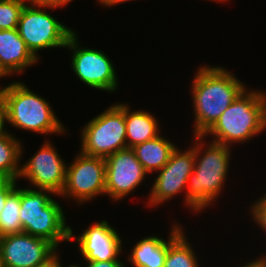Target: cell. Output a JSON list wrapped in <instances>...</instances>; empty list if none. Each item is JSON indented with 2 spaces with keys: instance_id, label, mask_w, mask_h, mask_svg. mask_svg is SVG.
Instances as JSON below:
<instances>
[{
  "instance_id": "cell-30",
  "label": "cell",
  "mask_w": 266,
  "mask_h": 267,
  "mask_svg": "<svg viewBox=\"0 0 266 267\" xmlns=\"http://www.w3.org/2000/svg\"><path fill=\"white\" fill-rule=\"evenodd\" d=\"M127 1H130V0H98V2L102 3L104 6H114V5H117L119 3H124V2H127Z\"/></svg>"
},
{
  "instance_id": "cell-11",
  "label": "cell",
  "mask_w": 266,
  "mask_h": 267,
  "mask_svg": "<svg viewBox=\"0 0 266 267\" xmlns=\"http://www.w3.org/2000/svg\"><path fill=\"white\" fill-rule=\"evenodd\" d=\"M67 165L49 141L20 168L18 178L25 177L41 190L61 194L66 182Z\"/></svg>"
},
{
  "instance_id": "cell-13",
  "label": "cell",
  "mask_w": 266,
  "mask_h": 267,
  "mask_svg": "<svg viewBox=\"0 0 266 267\" xmlns=\"http://www.w3.org/2000/svg\"><path fill=\"white\" fill-rule=\"evenodd\" d=\"M46 239L28 233L4 235L0 243V259L4 267H35L57 250Z\"/></svg>"
},
{
  "instance_id": "cell-34",
  "label": "cell",
  "mask_w": 266,
  "mask_h": 267,
  "mask_svg": "<svg viewBox=\"0 0 266 267\" xmlns=\"http://www.w3.org/2000/svg\"><path fill=\"white\" fill-rule=\"evenodd\" d=\"M0 267H4L1 259H0Z\"/></svg>"
},
{
  "instance_id": "cell-6",
  "label": "cell",
  "mask_w": 266,
  "mask_h": 267,
  "mask_svg": "<svg viewBox=\"0 0 266 267\" xmlns=\"http://www.w3.org/2000/svg\"><path fill=\"white\" fill-rule=\"evenodd\" d=\"M82 128L81 153L106 158L127 148L124 104H115Z\"/></svg>"
},
{
  "instance_id": "cell-31",
  "label": "cell",
  "mask_w": 266,
  "mask_h": 267,
  "mask_svg": "<svg viewBox=\"0 0 266 267\" xmlns=\"http://www.w3.org/2000/svg\"><path fill=\"white\" fill-rule=\"evenodd\" d=\"M61 267H62V266H61ZM69 267H81V266H78V264H77V265H74V264L72 265V264H71V266L69 265Z\"/></svg>"
},
{
  "instance_id": "cell-7",
  "label": "cell",
  "mask_w": 266,
  "mask_h": 267,
  "mask_svg": "<svg viewBox=\"0 0 266 267\" xmlns=\"http://www.w3.org/2000/svg\"><path fill=\"white\" fill-rule=\"evenodd\" d=\"M29 4H25L21 12L17 31L31 53L38 58L37 52L41 49L66 47L74 30L45 12L44 8L49 6Z\"/></svg>"
},
{
  "instance_id": "cell-24",
  "label": "cell",
  "mask_w": 266,
  "mask_h": 267,
  "mask_svg": "<svg viewBox=\"0 0 266 267\" xmlns=\"http://www.w3.org/2000/svg\"><path fill=\"white\" fill-rule=\"evenodd\" d=\"M16 181L10 178H0V213L4 209L7 196L16 188Z\"/></svg>"
},
{
  "instance_id": "cell-21",
  "label": "cell",
  "mask_w": 266,
  "mask_h": 267,
  "mask_svg": "<svg viewBox=\"0 0 266 267\" xmlns=\"http://www.w3.org/2000/svg\"><path fill=\"white\" fill-rule=\"evenodd\" d=\"M20 188H16L7 196L4 209L0 213V232L2 235L21 233L20 223Z\"/></svg>"
},
{
  "instance_id": "cell-19",
  "label": "cell",
  "mask_w": 266,
  "mask_h": 267,
  "mask_svg": "<svg viewBox=\"0 0 266 267\" xmlns=\"http://www.w3.org/2000/svg\"><path fill=\"white\" fill-rule=\"evenodd\" d=\"M9 133L0 138V178L17 180L20 174L19 159L22 155V145Z\"/></svg>"
},
{
  "instance_id": "cell-32",
  "label": "cell",
  "mask_w": 266,
  "mask_h": 267,
  "mask_svg": "<svg viewBox=\"0 0 266 267\" xmlns=\"http://www.w3.org/2000/svg\"><path fill=\"white\" fill-rule=\"evenodd\" d=\"M2 237H3V235H2V233L0 232V243H1V241H2Z\"/></svg>"
},
{
  "instance_id": "cell-22",
  "label": "cell",
  "mask_w": 266,
  "mask_h": 267,
  "mask_svg": "<svg viewBox=\"0 0 266 267\" xmlns=\"http://www.w3.org/2000/svg\"><path fill=\"white\" fill-rule=\"evenodd\" d=\"M26 1L28 0H0V30L17 28Z\"/></svg>"
},
{
  "instance_id": "cell-25",
  "label": "cell",
  "mask_w": 266,
  "mask_h": 267,
  "mask_svg": "<svg viewBox=\"0 0 266 267\" xmlns=\"http://www.w3.org/2000/svg\"><path fill=\"white\" fill-rule=\"evenodd\" d=\"M71 1L72 0H28V2L32 4L49 6L51 9L62 7Z\"/></svg>"
},
{
  "instance_id": "cell-16",
  "label": "cell",
  "mask_w": 266,
  "mask_h": 267,
  "mask_svg": "<svg viewBox=\"0 0 266 267\" xmlns=\"http://www.w3.org/2000/svg\"><path fill=\"white\" fill-rule=\"evenodd\" d=\"M180 225H172L168 242L156 236L138 241L128 257L134 267H164L168 246L183 232Z\"/></svg>"
},
{
  "instance_id": "cell-33",
  "label": "cell",
  "mask_w": 266,
  "mask_h": 267,
  "mask_svg": "<svg viewBox=\"0 0 266 267\" xmlns=\"http://www.w3.org/2000/svg\"><path fill=\"white\" fill-rule=\"evenodd\" d=\"M212 1H219V2H224V1H227V0H212Z\"/></svg>"
},
{
  "instance_id": "cell-18",
  "label": "cell",
  "mask_w": 266,
  "mask_h": 267,
  "mask_svg": "<svg viewBox=\"0 0 266 267\" xmlns=\"http://www.w3.org/2000/svg\"><path fill=\"white\" fill-rule=\"evenodd\" d=\"M176 146L161 135L132 147L137 160L147 173L159 171L168 162Z\"/></svg>"
},
{
  "instance_id": "cell-28",
  "label": "cell",
  "mask_w": 266,
  "mask_h": 267,
  "mask_svg": "<svg viewBox=\"0 0 266 267\" xmlns=\"http://www.w3.org/2000/svg\"><path fill=\"white\" fill-rule=\"evenodd\" d=\"M58 253L55 252L51 257H49L46 261L38 264L35 267H61V261L59 259Z\"/></svg>"
},
{
  "instance_id": "cell-3",
  "label": "cell",
  "mask_w": 266,
  "mask_h": 267,
  "mask_svg": "<svg viewBox=\"0 0 266 267\" xmlns=\"http://www.w3.org/2000/svg\"><path fill=\"white\" fill-rule=\"evenodd\" d=\"M266 129V94L245 89L203 135L214 137L213 142L230 146L246 142Z\"/></svg>"
},
{
  "instance_id": "cell-27",
  "label": "cell",
  "mask_w": 266,
  "mask_h": 267,
  "mask_svg": "<svg viewBox=\"0 0 266 267\" xmlns=\"http://www.w3.org/2000/svg\"><path fill=\"white\" fill-rule=\"evenodd\" d=\"M6 121H8L6 108L4 107L3 103L0 101V138L5 137L9 134L6 131V129L4 130V127H5L4 122Z\"/></svg>"
},
{
  "instance_id": "cell-9",
  "label": "cell",
  "mask_w": 266,
  "mask_h": 267,
  "mask_svg": "<svg viewBox=\"0 0 266 267\" xmlns=\"http://www.w3.org/2000/svg\"><path fill=\"white\" fill-rule=\"evenodd\" d=\"M75 32L69 37L66 48L72 50V69L86 85L107 92L118 87L117 75L108 56L95 49L81 48Z\"/></svg>"
},
{
  "instance_id": "cell-14",
  "label": "cell",
  "mask_w": 266,
  "mask_h": 267,
  "mask_svg": "<svg viewBox=\"0 0 266 267\" xmlns=\"http://www.w3.org/2000/svg\"><path fill=\"white\" fill-rule=\"evenodd\" d=\"M76 240L86 262L117 260L122 252V240L106 220L87 227Z\"/></svg>"
},
{
  "instance_id": "cell-17",
  "label": "cell",
  "mask_w": 266,
  "mask_h": 267,
  "mask_svg": "<svg viewBox=\"0 0 266 267\" xmlns=\"http://www.w3.org/2000/svg\"><path fill=\"white\" fill-rule=\"evenodd\" d=\"M124 115L128 148L159 136L158 122L150 112L145 110L131 112L129 106L124 104Z\"/></svg>"
},
{
  "instance_id": "cell-1",
  "label": "cell",
  "mask_w": 266,
  "mask_h": 267,
  "mask_svg": "<svg viewBox=\"0 0 266 267\" xmlns=\"http://www.w3.org/2000/svg\"><path fill=\"white\" fill-rule=\"evenodd\" d=\"M191 87L195 113L194 136H203L246 89L233 73L219 66L201 67Z\"/></svg>"
},
{
  "instance_id": "cell-26",
  "label": "cell",
  "mask_w": 266,
  "mask_h": 267,
  "mask_svg": "<svg viewBox=\"0 0 266 267\" xmlns=\"http://www.w3.org/2000/svg\"><path fill=\"white\" fill-rule=\"evenodd\" d=\"M86 267H125L123 263L120 261V259L117 260H109L105 262L101 261H91L87 262Z\"/></svg>"
},
{
  "instance_id": "cell-23",
  "label": "cell",
  "mask_w": 266,
  "mask_h": 267,
  "mask_svg": "<svg viewBox=\"0 0 266 267\" xmlns=\"http://www.w3.org/2000/svg\"><path fill=\"white\" fill-rule=\"evenodd\" d=\"M251 208L253 220L266 232V193Z\"/></svg>"
},
{
  "instance_id": "cell-4",
  "label": "cell",
  "mask_w": 266,
  "mask_h": 267,
  "mask_svg": "<svg viewBox=\"0 0 266 267\" xmlns=\"http://www.w3.org/2000/svg\"><path fill=\"white\" fill-rule=\"evenodd\" d=\"M49 193L55 194L50 190L20 188V223L23 232L46 239L58 248L60 242H69L74 235L66 225L63 209Z\"/></svg>"
},
{
  "instance_id": "cell-20",
  "label": "cell",
  "mask_w": 266,
  "mask_h": 267,
  "mask_svg": "<svg viewBox=\"0 0 266 267\" xmlns=\"http://www.w3.org/2000/svg\"><path fill=\"white\" fill-rule=\"evenodd\" d=\"M197 257L182 232L167 248L164 267H199Z\"/></svg>"
},
{
  "instance_id": "cell-10",
  "label": "cell",
  "mask_w": 266,
  "mask_h": 267,
  "mask_svg": "<svg viewBox=\"0 0 266 267\" xmlns=\"http://www.w3.org/2000/svg\"><path fill=\"white\" fill-rule=\"evenodd\" d=\"M194 166L195 146L182 152L176 147L168 162L159 170L149 195L148 206L163 204L187 189L188 177L194 171Z\"/></svg>"
},
{
  "instance_id": "cell-15",
  "label": "cell",
  "mask_w": 266,
  "mask_h": 267,
  "mask_svg": "<svg viewBox=\"0 0 266 267\" xmlns=\"http://www.w3.org/2000/svg\"><path fill=\"white\" fill-rule=\"evenodd\" d=\"M38 60L20 37L17 28L0 30V73L4 77L11 73H22Z\"/></svg>"
},
{
  "instance_id": "cell-2",
  "label": "cell",
  "mask_w": 266,
  "mask_h": 267,
  "mask_svg": "<svg viewBox=\"0 0 266 267\" xmlns=\"http://www.w3.org/2000/svg\"><path fill=\"white\" fill-rule=\"evenodd\" d=\"M195 141V166L187 181L186 205L193 211L206 208L220 194L229 171L230 147L213 142L200 157L203 136L197 135Z\"/></svg>"
},
{
  "instance_id": "cell-5",
  "label": "cell",
  "mask_w": 266,
  "mask_h": 267,
  "mask_svg": "<svg viewBox=\"0 0 266 267\" xmlns=\"http://www.w3.org/2000/svg\"><path fill=\"white\" fill-rule=\"evenodd\" d=\"M0 101L6 108L7 122L13 127L40 134L66 132L49 102L21 82L0 89Z\"/></svg>"
},
{
  "instance_id": "cell-8",
  "label": "cell",
  "mask_w": 266,
  "mask_h": 267,
  "mask_svg": "<svg viewBox=\"0 0 266 267\" xmlns=\"http://www.w3.org/2000/svg\"><path fill=\"white\" fill-rule=\"evenodd\" d=\"M79 153L66 167V182L60 195L73 197L82 204L105 194L106 162L105 158Z\"/></svg>"
},
{
  "instance_id": "cell-29",
  "label": "cell",
  "mask_w": 266,
  "mask_h": 267,
  "mask_svg": "<svg viewBox=\"0 0 266 267\" xmlns=\"http://www.w3.org/2000/svg\"><path fill=\"white\" fill-rule=\"evenodd\" d=\"M243 267H266V256H262V258H258V260H253V262H249L247 265Z\"/></svg>"
},
{
  "instance_id": "cell-12",
  "label": "cell",
  "mask_w": 266,
  "mask_h": 267,
  "mask_svg": "<svg viewBox=\"0 0 266 267\" xmlns=\"http://www.w3.org/2000/svg\"><path fill=\"white\" fill-rule=\"evenodd\" d=\"M105 194L120 200L134 191L148 174L132 148H124L105 158Z\"/></svg>"
}]
</instances>
